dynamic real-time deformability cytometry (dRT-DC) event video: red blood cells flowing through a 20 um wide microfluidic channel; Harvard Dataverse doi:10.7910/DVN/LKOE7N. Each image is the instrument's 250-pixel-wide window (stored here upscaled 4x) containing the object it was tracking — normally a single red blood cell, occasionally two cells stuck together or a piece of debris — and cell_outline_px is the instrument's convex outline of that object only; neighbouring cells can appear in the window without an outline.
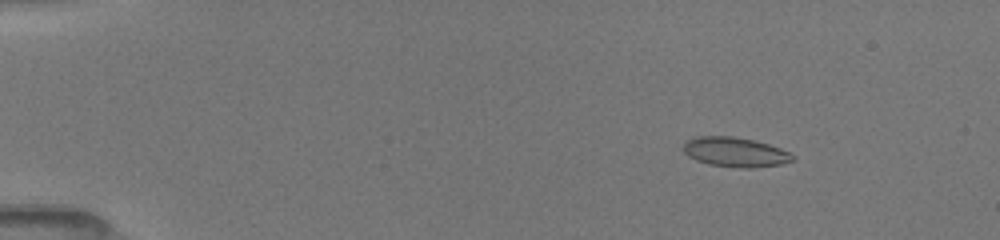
{"species": "common noctule bat (a hibernating species)", "species_latin": "Nyctalus noctula", "temperature_condition": "room temperature", "stored_images_in_passage": 52, "camera_frame_rate_fps": 3000, "um_per_image_px": 0.085, "animal": {"sex": "female", "body_mass_g": 19.5, "forearm_length_mm": 54.1}, "frame": {"image": 1, "passage_image": 8, "time_ms": 2.333, "image_size_px": [1000, 240], "cell_outline_px": [[796, 160], [780, 164], [752, 168], [740, 168], [708, 164], [696, 160], [688, 156], [680, 148], [688, 140], [696, 136], [732, 136], [756, 140], [780, 148], [796, 156]], "centroid_in_image_um": [62.49, 12.92], "position_along_channel_um": 22.5, "area_um2": 19.07}}
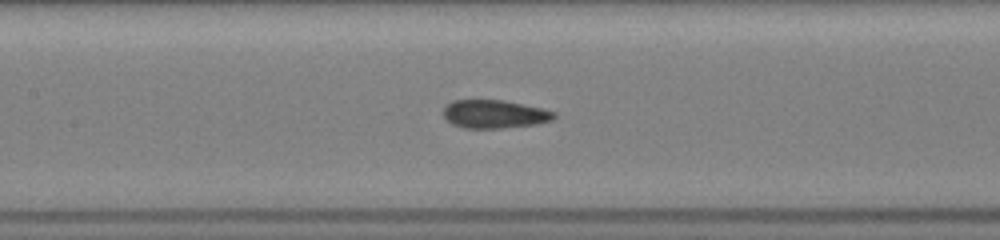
{"frame": {"image": 2, "passage_image": 26, "time_ms": 8.333, "image_size_px": [1000, 240], "cell_outline_px": [[556, 116], [552, 120], [536, 124], [504, 128], [464, 128], [452, 124], [444, 116], [444, 104], [452, 100], [504, 100], [544, 108], [556, 112]], "centroid_in_image_um": [42.04, 9.69], "position_along_channel_um": 165.4, "area_um2": 18.44}}
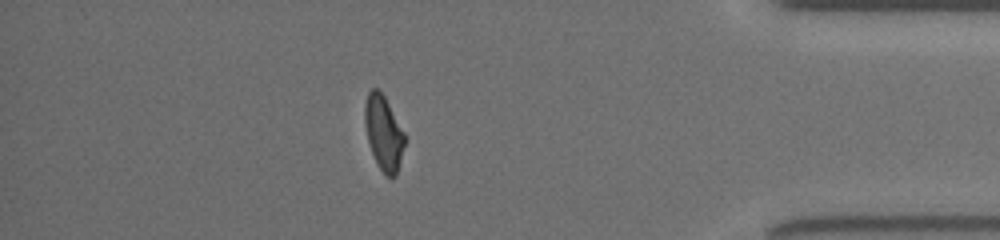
{"frame": {"image": 3, "passage_image": 46, "time_ms": 15.0, "image_size_px": [1000, 240], "cell_outline_px": [[404, 144], [396, 176], [384, 176], [372, 152], [368, 140], [364, 124], [364, 104], [368, 92], [372, 88], [380, 88], [404, 132]], "centroid_in_image_um": [32.58, 11.24], "position_along_channel_um": 402.6, "area_um2": 17.17}, "authors_computed_cell_mechanics": {"area_um2": 18.3515, "velocity_mm_per_s": 4.0506, "shape_relaxation_time_tau1_ms": null, "shape_relaxation_time_tau2_ms": 1.2097, "deformation_change_tau1": null, "deformation_change_tau2": 0.0636}}